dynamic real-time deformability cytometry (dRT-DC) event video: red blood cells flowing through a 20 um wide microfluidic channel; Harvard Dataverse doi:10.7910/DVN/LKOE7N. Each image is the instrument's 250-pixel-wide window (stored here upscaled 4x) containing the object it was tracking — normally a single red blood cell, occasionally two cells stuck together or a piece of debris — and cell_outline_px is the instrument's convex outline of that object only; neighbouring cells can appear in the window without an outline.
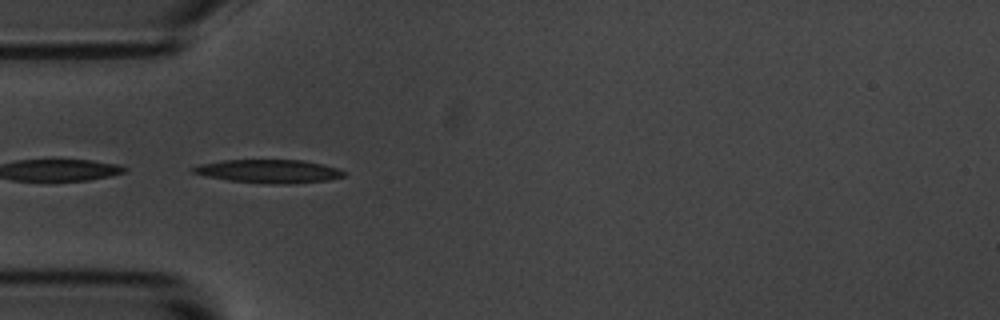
{"species": "common noctule bat (a hibernating species)", "species_latin": "Nyctalus noctula", "temperature_condition": "room temperature", "stored_images_in_passage": 12, "camera_frame_rate_fps": 3000, "um_per_image_px": 0.085, "animal": {"sex": "male", "body_mass_g": 20.1, "forearm_length_mm": 53.5}, "frame": {"image": 1, "passage_image": 3, "time_ms": 0.667, "image_size_px": [1000, 320], "cell_outline_px": [[348, 172], [344, 176], [328, 180], [292, 184], [272, 184], [228, 180], [208, 176], [192, 172], [192, 168], [200, 164], [224, 160], [304, 160], [324, 164], [340, 168]], "centroid_in_image_um": [22.95, 14.55], "position_along_channel_um": 62.1, "area_um2": 20.63}}